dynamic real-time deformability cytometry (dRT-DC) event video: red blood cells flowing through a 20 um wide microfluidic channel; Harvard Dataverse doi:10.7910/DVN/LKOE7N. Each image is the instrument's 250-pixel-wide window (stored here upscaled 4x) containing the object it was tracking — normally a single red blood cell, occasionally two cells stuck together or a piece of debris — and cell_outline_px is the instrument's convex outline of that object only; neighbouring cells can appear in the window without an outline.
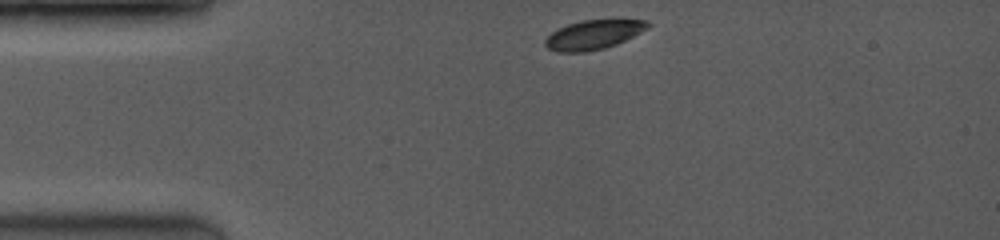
{"species": "common noctule bat (a hibernating species)", "species_latin": "Nyctalus noctula", "temperature_condition": "room temperature", "stored_images_in_passage": 29, "camera_frame_rate_fps": 3500, "um_per_image_px": 0.085, "animal": {"sex": "female", "body_mass_g": 19.0, "forearm_length_mm": 53.3}, "frame": {"image": 1, "passage_image": 1, "time_ms": 0.0, "image_size_px": [1000, 240], "cell_outline_px": [[652, 24], [648, 28], [616, 44], [604, 48], [584, 52], [556, 52], [548, 48], [544, 44], [544, 40], [552, 32], [568, 24], [584, 20], [648, 20]], "centroid_in_image_um": [50.43, 2.95], "position_along_channel_um": 34.6, "area_um2": 17.28}}
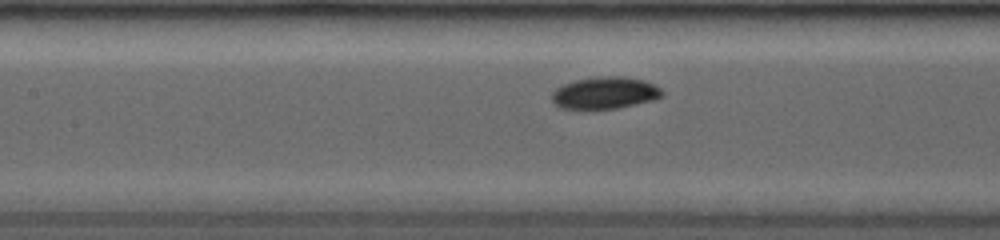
{"frame": {"image": 2, "passage_image": 18, "time_ms": 4.0, "image_size_px": [1000, 240], "cell_outline_px": [[664, 96], [652, 100], [616, 108], [580, 112], [560, 108], [552, 100], [552, 92], [556, 88], [564, 84], [576, 80], [596, 76], [620, 76], [644, 80], [660, 88], [664, 92]], "centroid_in_image_um": [51.36, 7.93], "position_along_channel_um": 156.0, "area_um2": 21.1}}
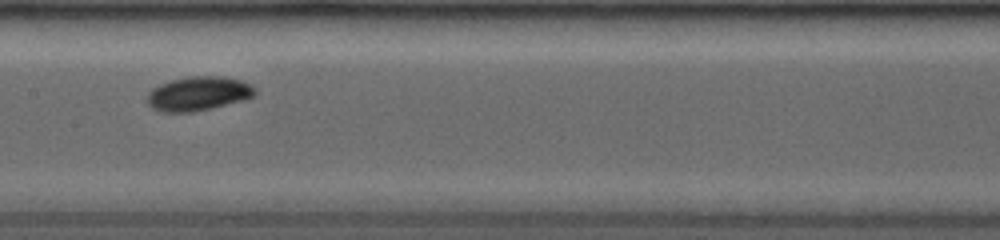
{"frame": {"image": 3, "passage_image": 22, "time_ms": 4.857, "image_size_px": [1000, 240], "cell_outline_px": [[256, 92], [252, 96], [240, 100], [212, 108], [192, 112], [160, 112], [152, 108], [148, 104], [148, 92], [152, 88], [160, 84], [172, 80], [188, 76], [224, 76], [240, 80], [256, 88]], "centroid_in_image_um": [16.82, 7.95], "position_along_channel_um": 190.6, "area_um2": 21.27}}